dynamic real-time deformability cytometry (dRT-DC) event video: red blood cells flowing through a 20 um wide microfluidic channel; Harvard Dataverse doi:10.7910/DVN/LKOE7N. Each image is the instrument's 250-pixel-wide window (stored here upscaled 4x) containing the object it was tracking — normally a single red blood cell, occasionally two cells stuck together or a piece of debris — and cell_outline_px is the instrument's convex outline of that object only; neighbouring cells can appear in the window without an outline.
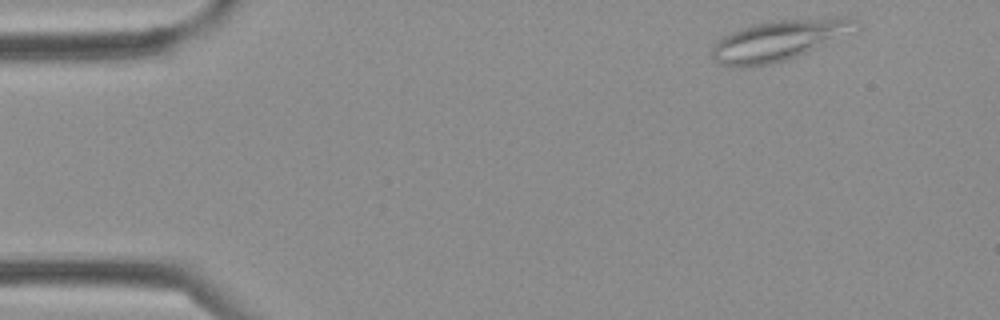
{"species": "Egyptian fruit bat (a non-hibernating species)", "species_latin": "Rousettus aegyptiacus", "temperature_condition": "cold", "stored_images_in_passage": 4, "camera_frame_rate_fps": 3000, "um_per_image_px": 0.085, "frame": {"image": 1, "passage_image": 1, "time_ms": 0.0, "image_size_px": [1000, 320], "cell_outline_px": [[860, 28], [788, 60], [768, 64], [744, 68], [732, 68], [720, 64], [712, 56], [712, 44], [716, 40], [728, 32], [740, 28], [772, 20], [836, 16], [848, 16], [856, 20], [860, 24]], "centroid_in_image_um": [66.19, 3.41], "position_along_channel_um": 18.8, "area_um2": 34.51}}